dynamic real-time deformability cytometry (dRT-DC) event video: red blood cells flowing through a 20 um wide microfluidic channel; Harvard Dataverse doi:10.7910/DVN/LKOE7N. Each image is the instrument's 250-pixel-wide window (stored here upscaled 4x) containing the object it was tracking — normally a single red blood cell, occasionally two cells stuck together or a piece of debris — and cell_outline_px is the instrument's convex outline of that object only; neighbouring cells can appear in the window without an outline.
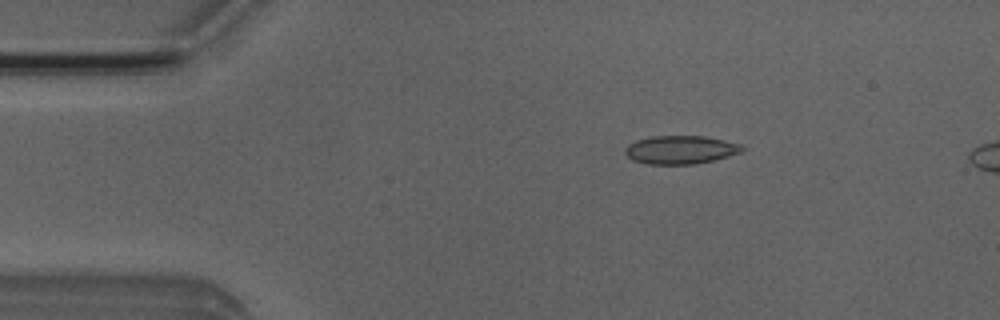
{"species": "Egyptian fruit bat (a non-hibernating species)", "species_latin": "Rousettus aegyptiacus", "temperature_condition": "room temperature", "stored_images_in_passage": 11, "camera_frame_rate_fps": 3000, "um_per_image_px": 0.085, "animal": {"sex": "male"}, "frame": {"image": 1, "passage_image": 7, "time_ms": 2.0, "image_size_px": [1000, 320], "cell_outline_px": [[744, 148], [740, 152], [728, 156], [696, 164], [648, 164], [632, 160], [624, 152], [624, 148], [628, 144], [636, 140], [652, 136], [704, 136], [744, 144]], "centroid_in_image_um": [57.83, 12.72], "position_along_channel_um": 27.2, "area_um2": 19.36}}